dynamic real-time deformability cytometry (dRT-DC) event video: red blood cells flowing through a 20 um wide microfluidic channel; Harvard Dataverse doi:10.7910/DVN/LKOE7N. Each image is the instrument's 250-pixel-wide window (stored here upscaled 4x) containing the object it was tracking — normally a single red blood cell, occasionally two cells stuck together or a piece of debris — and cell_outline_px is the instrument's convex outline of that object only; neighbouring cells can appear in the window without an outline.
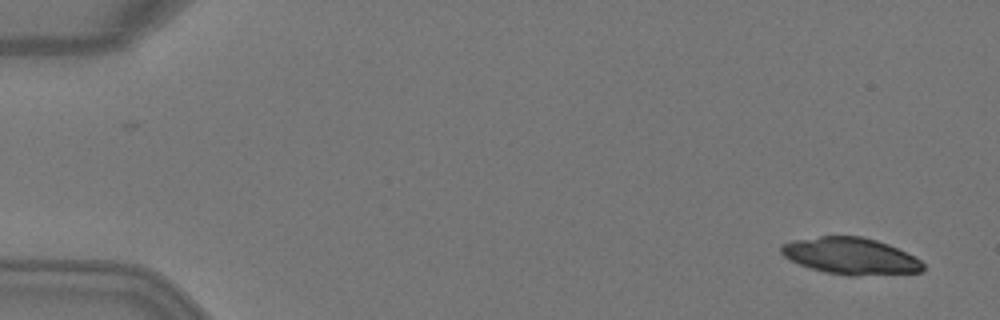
{"species": "Egyptian fruit bat (a non-hibernating species)", "species_latin": "Rousettus aegyptiacus", "temperature_condition": "warm", "stored_images_in_passage": 2, "camera_frame_rate_fps": 3000, "um_per_image_px": 0.085, "animal": {"sex": "female"}, "frame": {"image": 1, "passage_image": 2, "time_ms": 0.333, "image_size_px": [1000, 320], "cell_outline_px": [[924, 268], [920, 272], [856, 276], [848, 276], [824, 272], [800, 264], [784, 256], [780, 252], [780, 244], [792, 240], [820, 236], [860, 236], [876, 240], [888, 244], [920, 260], [924, 264]], "centroid_in_image_um": [72.27, 21.76], "position_along_channel_um": 12.7, "area_um2": 30.17}}